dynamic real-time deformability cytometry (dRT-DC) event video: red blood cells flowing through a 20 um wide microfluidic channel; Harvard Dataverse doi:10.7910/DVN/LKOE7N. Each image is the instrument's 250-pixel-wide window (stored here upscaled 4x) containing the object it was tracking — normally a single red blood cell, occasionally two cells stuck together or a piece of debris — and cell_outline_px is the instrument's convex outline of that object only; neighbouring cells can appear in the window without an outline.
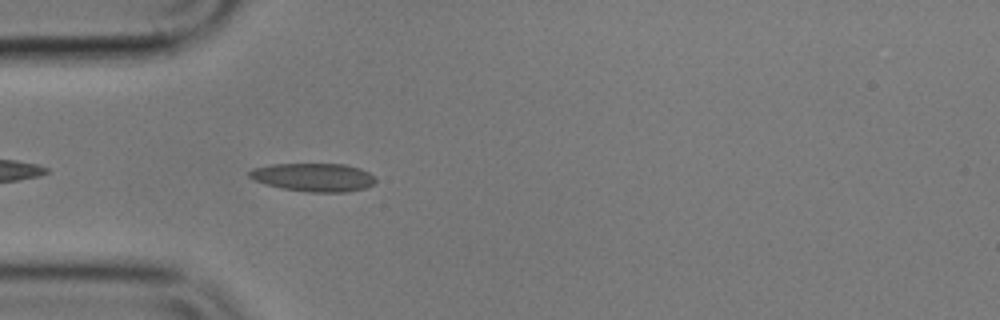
{"species": "common noctule bat (a hibernating species)", "species_latin": "Nyctalus noctula", "temperature_condition": "cold", "stored_images_in_passage": 13, "camera_frame_rate_fps": 3000, "um_per_image_px": 0.085, "animal": {"sex": "male", "body_mass_g": 17.9}, "frame": {"image": 1, "passage_image": 3, "time_ms": 0.667, "image_size_px": [1000, 320], "cell_outline_px": [[376, 180], [372, 184], [364, 188], [348, 192], [308, 192], [280, 188], [264, 184], [248, 176], [248, 172], [252, 168], [272, 164], [344, 164], [360, 168], [376, 176]], "centroid_in_image_um": [26.65, 15.07], "position_along_channel_um": 58.4, "area_um2": 20.92}}
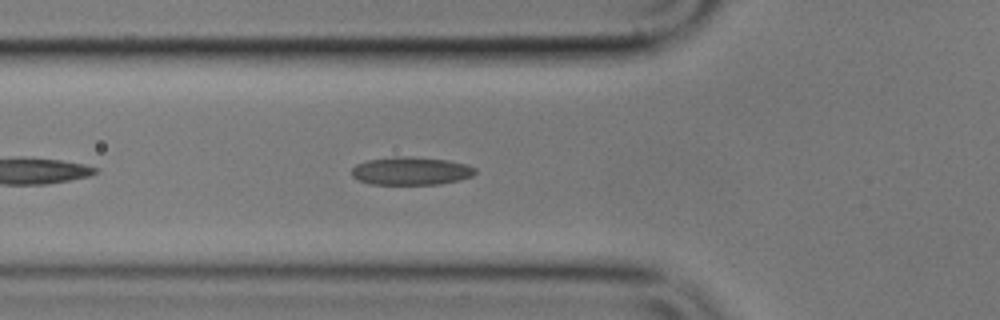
{"frame": {"image": 2, "passage_image": 6, "time_ms": 1.667, "image_size_px": [1000, 320], "cell_outline_px": [[476, 172], [472, 176], [460, 180], [440, 184], [368, 184], [352, 176], [352, 168], [356, 164], [368, 160], [396, 156], [408, 156], [448, 160], [464, 164], [476, 168]], "centroid_in_image_um": [34.93, 14.53], "position_along_channel_um": 90.9, "area_um2": 20.17}}
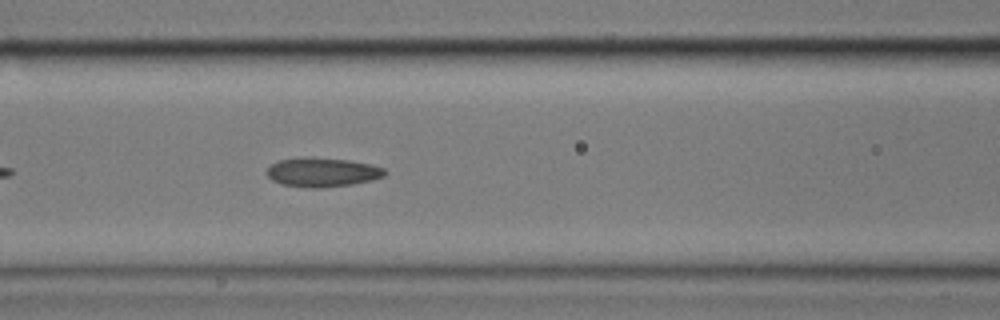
{"frame": {"image": 3, "passage_image": 10, "time_ms": 3.0, "image_size_px": [1000, 320], "cell_outline_px": [[388, 172], [384, 176], [372, 180], [352, 184], [320, 188], [308, 188], [280, 184], [272, 180], [268, 176], [268, 168], [272, 164], [280, 160], [308, 156], [352, 160], [372, 164], [384, 168]], "centroid_in_image_um": [27.44, 14.63], "position_along_channel_um": 139.2, "area_um2": 20.29}}